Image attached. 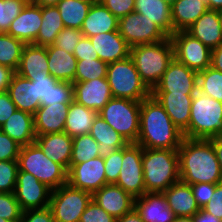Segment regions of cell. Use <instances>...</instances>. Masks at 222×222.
I'll use <instances>...</instances> for the list:
<instances>
[{"mask_svg": "<svg viewBox=\"0 0 222 222\" xmlns=\"http://www.w3.org/2000/svg\"><path fill=\"white\" fill-rule=\"evenodd\" d=\"M180 180L187 184L222 182L215 150L209 140L183 138L177 150Z\"/></svg>", "mask_w": 222, "mask_h": 222, "instance_id": "6da1fadb", "label": "cell"}, {"mask_svg": "<svg viewBox=\"0 0 222 222\" xmlns=\"http://www.w3.org/2000/svg\"><path fill=\"white\" fill-rule=\"evenodd\" d=\"M183 138V133L152 95L141 101L136 144L150 149H178Z\"/></svg>", "mask_w": 222, "mask_h": 222, "instance_id": "7a4b0ae2", "label": "cell"}, {"mask_svg": "<svg viewBox=\"0 0 222 222\" xmlns=\"http://www.w3.org/2000/svg\"><path fill=\"white\" fill-rule=\"evenodd\" d=\"M178 149L143 148L145 193H163L180 181Z\"/></svg>", "mask_w": 222, "mask_h": 222, "instance_id": "3957f363", "label": "cell"}, {"mask_svg": "<svg viewBox=\"0 0 222 222\" xmlns=\"http://www.w3.org/2000/svg\"><path fill=\"white\" fill-rule=\"evenodd\" d=\"M130 57L142 81L152 91L174 58L173 44L168 37L156 43L136 45L130 47Z\"/></svg>", "mask_w": 222, "mask_h": 222, "instance_id": "277c9868", "label": "cell"}, {"mask_svg": "<svg viewBox=\"0 0 222 222\" xmlns=\"http://www.w3.org/2000/svg\"><path fill=\"white\" fill-rule=\"evenodd\" d=\"M219 135H222V102L197 90L191 102L188 138L208 140Z\"/></svg>", "mask_w": 222, "mask_h": 222, "instance_id": "5b68a950", "label": "cell"}, {"mask_svg": "<svg viewBox=\"0 0 222 222\" xmlns=\"http://www.w3.org/2000/svg\"><path fill=\"white\" fill-rule=\"evenodd\" d=\"M18 168L32 174L51 190L67 183V170L48 158L35 142L21 146Z\"/></svg>", "mask_w": 222, "mask_h": 222, "instance_id": "8992f818", "label": "cell"}, {"mask_svg": "<svg viewBox=\"0 0 222 222\" xmlns=\"http://www.w3.org/2000/svg\"><path fill=\"white\" fill-rule=\"evenodd\" d=\"M106 79L114 98L142 101L151 96V90L142 81L130 56L108 63Z\"/></svg>", "mask_w": 222, "mask_h": 222, "instance_id": "52a82bcc", "label": "cell"}, {"mask_svg": "<svg viewBox=\"0 0 222 222\" xmlns=\"http://www.w3.org/2000/svg\"><path fill=\"white\" fill-rule=\"evenodd\" d=\"M141 101L111 98L98 112L128 143H136L140 130Z\"/></svg>", "mask_w": 222, "mask_h": 222, "instance_id": "ba28073f", "label": "cell"}, {"mask_svg": "<svg viewBox=\"0 0 222 222\" xmlns=\"http://www.w3.org/2000/svg\"><path fill=\"white\" fill-rule=\"evenodd\" d=\"M91 200L90 192L74 188L68 183L52 190L49 207L54 222H79Z\"/></svg>", "mask_w": 222, "mask_h": 222, "instance_id": "9c48e42d", "label": "cell"}, {"mask_svg": "<svg viewBox=\"0 0 222 222\" xmlns=\"http://www.w3.org/2000/svg\"><path fill=\"white\" fill-rule=\"evenodd\" d=\"M118 31L130 47L156 43L169 37L156 23L136 12L119 18Z\"/></svg>", "mask_w": 222, "mask_h": 222, "instance_id": "30bf717a", "label": "cell"}, {"mask_svg": "<svg viewBox=\"0 0 222 222\" xmlns=\"http://www.w3.org/2000/svg\"><path fill=\"white\" fill-rule=\"evenodd\" d=\"M142 156L143 147L136 143L123 147L122 167L115 183L134 198L145 194Z\"/></svg>", "mask_w": 222, "mask_h": 222, "instance_id": "8fae6325", "label": "cell"}, {"mask_svg": "<svg viewBox=\"0 0 222 222\" xmlns=\"http://www.w3.org/2000/svg\"><path fill=\"white\" fill-rule=\"evenodd\" d=\"M174 58L196 72L210 67L212 50L186 31H177L170 36Z\"/></svg>", "mask_w": 222, "mask_h": 222, "instance_id": "7c38bea8", "label": "cell"}, {"mask_svg": "<svg viewBox=\"0 0 222 222\" xmlns=\"http://www.w3.org/2000/svg\"><path fill=\"white\" fill-rule=\"evenodd\" d=\"M197 81L198 72L173 58L151 93L195 94Z\"/></svg>", "mask_w": 222, "mask_h": 222, "instance_id": "4fadbf2b", "label": "cell"}, {"mask_svg": "<svg viewBox=\"0 0 222 222\" xmlns=\"http://www.w3.org/2000/svg\"><path fill=\"white\" fill-rule=\"evenodd\" d=\"M67 183L91 194L99 190L106 185L104 158L99 156L86 162L70 165L67 171Z\"/></svg>", "mask_w": 222, "mask_h": 222, "instance_id": "5bb4252c", "label": "cell"}, {"mask_svg": "<svg viewBox=\"0 0 222 222\" xmlns=\"http://www.w3.org/2000/svg\"><path fill=\"white\" fill-rule=\"evenodd\" d=\"M51 192L32 174L18 169L14 194L23 211L49 206Z\"/></svg>", "mask_w": 222, "mask_h": 222, "instance_id": "9a60e30c", "label": "cell"}, {"mask_svg": "<svg viewBox=\"0 0 222 222\" xmlns=\"http://www.w3.org/2000/svg\"><path fill=\"white\" fill-rule=\"evenodd\" d=\"M111 98L113 95L106 77L73 83V100L88 109L99 112Z\"/></svg>", "mask_w": 222, "mask_h": 222, "instance_id": "2e32d148", "label": "cell"}, {"mask_svg": "<svg viewBox=\"0 0 222 222\" xmlns=\"http://www.w3.org/2000/svg\"><path fill=\"white\" fill-rule=\"evenodd\" d=\"M92 199L115 219L131 212L135 198L116 184H106L92 194Z\"/></svg>", "mask_w": 222, "mask_h": 222, "instance_id": "e0dca14e", "label": "cell"}, {"mask_svg": "<svg viewBox=\"0 0 222 222\" xmlns=\"http://www.w3.org/2000/svg\"><path fill=\"white\" fill-rule=\"evenodd\" d=\"M161 104L174 125L188 138L191 102L194 94L151 93Z\"/></svg>", "mask_w": 222, "mask_h": 222, "instance_id": "ac0fdd59", "label": "cell"}, {"mask_svg": "<svg viewBox=\"0 0 222 222\" xmlns=\"http://www.w3.org/2000/svg\"><path fill=\"white\" fill-rule=\"evenodd\" d=\"M42 23V7L27 3L20 14L11 22L7 34L25 44H33Z\"/></svg>", "mask_w": 222, "mask_h": 222, "instance_id": "d6986e66", "label": "cell"}, {"mask_svg": "<svg viewBox=\"0 0 222 222\" xmlns=\"http://www.w3.org/2000/svg\"><path fill=\"white\" fill-rule=\"evenodd\" d=\"M185 31L209 49L217 48L222 43V12L208 9Z\"/></svg>", "mask_w": 222, "mask_h": 222, "instance_id": "ffe728a7", "label": "cell"}, {"mask_svg": "<svg viewBox=\"0 0 222 222\" xmlns=\"http://www.w3.org/2000/svg\"><path fill=\"white\" fill-rule=\"evenodd\" d=\"M53 162L61 164L67 171L71 162L73 137L65 132L36 135L34 141Z\"/></svg>", "mask_w": 222, "mask_h": 222, "instance_id": "44dd1931", "label": "cell"}, {"mask_svg": "<svg viewBox=\"0 0 222 222\" xmlns=\"http://www.w3.org/2000/svg\"><path fill=\"white\" fill-rule=\"evenodd\" d=\"M88 38L101 61L111 63L124 60L130 56V46L118 30L100 33Z\"/></svg>", "mask_w": 222, "mask_h": 222, "instance_id": "7402d4cb", "label": "cell"}, {"mask_svg": "<svg viewBox=\"0 0 222 222\" xmlns=\"http://www.w3.org/2000/svg\"><path fill=\"white\" fill-rule=\"evenodd\" d=\"M69 104L55 102L51 105H41L34 114L35 134L64 132Z\"/></svg>", "mask_w": 222, "mask_h": 222, "instance_id": "603a6c76", "label": "cell"}, {"mask_svg": "<svg viewBox=\"0 0 222 222\" xmlns=\"http://www.w3.org/2000/svg\"><path fill=\"white\" fill-rule=\"evenodd\" d=\"M134 208L144 222H173L177 217L168 207L163 193H145L135 198Z\"/></svg>", "mask_w": 222, "mask_h": 222, "instance_id": "cb8c5ba5", "label": "cell"}, {"mask_svg": "<svg viewBox=\"0 0 222 222\" xmlns=\"http://www.w3.org/2000/svg\"><path fill=\"white\" fill-rule=\"evenodd\" d=\"M168 207L177 217H194L201 209L193 196L191 185L181 180L163 192Z\"/></svg>", "mask_w": 222, "mask_h": 222, "instance_id": "d4e9b609", "label": "cell"}, {"mask_svg": "<svg viewBox=\"0 0 222 222\" xmlns=\"http://www.w3.org/2000/svg\"><path fill=\"white\" fill-rule=\"evenodd\" d=\"M7 92L18 110L34 115L41 106L36 84L17 73L13 74Z\"/></svg>", "mask_w": 222, "mask_h": 222, "instance_id": "484cf974", "label": "cell"}, {"mask_svg": "<svg viewBox=\"0 0 222 222\" xmlns=\"http://www.w3.org/2000/svg\"><path fill=\"white\" fill-rule=\"evenodd\" d=\"M15 73L26 79L28 77L51 76L48 71L46 46L26 44Z\"/></svg>", "mask_w": 222, "mask_h": 222, "instance_id": "4316f807", "label": "cell"}, {"mask_svg": "<svg viewBox=\"0 0 222 222\" xmlns=\"http://www.w3.org/2000/svg\"><path fill=\"white\" fill-rule=\"evenodd\" d=\"M119 19L114 16L100 1L92 3L81 31L83 36L91 37L100 33L118 30Z\"/></svg>", "mask_w": 222, "mask_h": 222, "instance_id": "83f0119b", "label": "cell"}, {"mask_svg": "<svg viewBox=\"0 0 222 222\" xmlns=\"http://www.w3.org/2000/svg\"><path fill=\"white\" fill-rule=\"evenodd\" d=\"M0 129L20 146L34 143L36 138L34 115L22 110L16 109Z\"/></svg>", "mask_w": 222, "mask_h": 222, "instance_id": "f1b7e54d", "label": "cell"}, {"mask_svg": "<svg viewBox=\"0 0 222 222\" xmlns=\"http://www.w3.org/2000/svg\"><path fill=\"white\" fill-rule=\"evenodd\" d=\"M49 74L58 81L74 83L77 59L74 54L58 48L54 44L46 46Z\"/></svg>", "mask_w": 222, "mask_h": 222, "instance_id": "f546056e", "label": "cell"}, {"mask_svg": "<svg viewBox=\"0 0 222 222\" xmlns=\"http://www.w3.org/2000/svg\"><path fill=\"white\" fill-rule=\"evenodd\" d=\"M208 9L206 0H177L171 6L173 33L188 29Z\"/></svg>", "mask_w": 222, "mask_h": 222, "instance_id": "4dcf8cb0", "label": "cell"}, {"mask_svg": "<svg viewBox=\"0 0 222 222\" xmlns=\"http://www.w3.org/2000/svg\"><path fill=\"white\" fill-rule=\"evenodd\" d=\"M89 134L98 142L100 156L103 158H107L117 149L129 144L100 115L95 118Z\"/></svg>", "mask_w": 222, "mask_h": 222, "instance_id": "1f68e13d", "label": "cell"}, {"mask_svg": "<svg viewBox=\"0 0 222 222\" xmlns=\"http://www.w3.org/2000/svg\"><path fill=\"white\" fill-rule=\"evenodd\" d=\"M134 12L156 23L169 37L173 34L171 6L163 0H135Z\"/></svg>", "mask_w": 222, "mask_h": 222, "instance_id": "d6a6232c", "label": "cell"}, {"mask_svg": "<svg viewBox=\"0 0 222 222\" xmlns=\"http://www.w3.org/2000/svg\"><path fill=\"white\" fill-rule=\"evenodd\" d=\"M98 112L73 100L68 107L64 132L70 137L89 134Z\"/></svg>", "mask_w": 222, "mask_h": 222, "instance_id": "836d02e7", "label": "cell"}, {"mask_svg": "<svg viewBox=\"0 0 222 222\" xmlns=\"http://www.w3.org/2000/svg\"><path fill=\"white\" fill-rule=\"evenodd\" d=\"M64 28V23L56 6L42 7V23L33 44L37 46L54 44L58 34Z\"/></svg>", "mask_w": 222, "mask_h": 222, "instance_id": "e575fe53", "label": "cell"}, {"mask_svg": "<svg viewBox=\"0 0 222 222\" xmlns=\"http://www.w3.org/2000/svg\"><path fill=\"white\" fill-rule=\"evenodd\" d=\"M92 3L94 2L60 0L56 7L59 10L64 27L81 29Z\"/></svg>", "mask_w": 222, "mask_h": 222, "instance_id": "d590c367", "label": "cell"}, {"mask_svg": "<svg viewBox=\"0 0 222 222\" xmlns=\"http://www.w3.org/2000/svg\"><path fill=\"white\" fill-rule=\"evenodd\" d=\"M25 43L7 33H0V65L16 71Z\"/></svg>", "mask_w": 222, "mask_h": 222, "instance_id": "8d00e7d4", "label": "cell"}, {"mask_svg": "<svg viewBox=\"0 0 222 222\" xmlns=\"http://www.w3.org/2000/svg\"><path fill=\"white\" fill-rule=\"evenodd\" d=\"M100 156L98 142L90 135L83 134L73 137L70 165L86 162Z\"/></svg>", "mask_w": 222, "mask_h": 222, "instance_id": "74e56055", "label": "cell"}, {"mask_svg": "<svg viewBox=\"0 0 222 222\" xmlns=\"http://www.w3.org/2000/svg\"><path fill=\"white\" fill-rule=\"evenodd\" d=\"M197 90L222 102V72L211 66L199 71Z\"/></svg>", "mask_w": 222, "mask_h": 222, "instance_id": "f35d334b", "label": "cell"}, {"mask_svg": "<svg viewBox=\"0 0 222 222\" xmlns=\"http://www.w3.org/2000/svg\"><path fill=\"white\" fill-rule=\"evenodd\" d=\"M108 63L100 59L77 60L74 82L105 78Z\"/></svg>", "mask_w": 222, "mask_h": 222, "instance_id": "ab89813d", "label": "cell"}, {"mask_svg": "<svg viewBox=\"0 0 222 222\" xmlns=\"http://www.w3.org/2000/svg\"><path fill=\"white\" fill-rule=\"evenodd\" d=\"M24 0H0V33H7L11 22L26 6Z\"/></svg>", "mask_w": 222, "mask_h": 222, "instance_id": "60d3db41", "label": "cell"}, {"mask_svg": "<svg viewBox=\"0 0 222 222\" xmlns=\"http://www.w3.org/2000/svg\"><path fill=\"white\" fill-rule=\"evenodd\" d=\"M18 160L0 161V193L15 191Z\"/></svg>", "mask_w": 222, "mask_h": 222, "instance_id": "b9f144b4", "label": "cell"}, {"mask_svg": "<svg viewBox=\"0 0 222 222\" xmlns=\"http://www.w3.org/2000/svg\"><path fill=\"white\" fill-rule=\"evenodd\" d=\"M23 210L21 209L15 194L0 193V217L12 222H20Z\"/></svg>", "mask_w": 222, "mask_h": 222, "instance_id": "7bdbcfd3", "label": "cell"}, {"mask_svg": "<svg viewBox=\"0 0 222 222\" xmlns=\"http://www.w3.org/2000/svg\"><path fill=\"white\" fill-rule=\"evenodd\" d=\"M82 37L83 34L81 29L64 28L58 34L54 45L68 53L73 54L75 47L78 45Z\"/></svg>", "mask_w": 222, "mask_h": 222, "instance_id": "ee69618b", "label": "cell"}, {"mask_svg": "<svg viewBox=\"0 0 222 222\" xmlns=\"http://www.w3.org/2000/svg\"><path fill=\"white\" fill-rule=\"evenodd\" d=\"M123 160V148L117 149L104 158L106 184H115L120 174Z\"/></svg>", "mask_w": 222, "mask_h": 222, "instance_id": "f6af8a7d", "label": "cell"}, {"mask_svg": "<svg viewBox=\"0 0 222 222\" xmlns=\"http://www.w3.org/2000/svg\"><path fill=\"white\" fill-rule=\"evenodd\" d=\"M79 222H116V219L92 199L81 215Z\"/></svg>", "mask_w": 222, "mask_h": 222, "instance_id": "bcb514c9", "label": "cell"}, {"mask_svg": "<svg viewBox=\"0 0 222 222\" xmlns=\"http://www.w3.org/2000/svg\"><path fill=\"white\" fill-rule=\"evenodd\" d=\"M73 101V83L59 81L49 93L48 105L71 103Z\"/></svg>", "mask_w": 222, "mask_h": 222, "instance_id": "7dc6e473", "label": "cell"}, {"mask_svg": "<svg viewBox=\"0 0 222 222\" xmlns=\"http://www.w3.org/2000/svg\"><path fill=\"white\" fill-rule=\"evenodd\" d=\"M21 146L0 129V161L18 160Z\"/></svg>", "mask_w": 222, "mask_h": 222, "instance_id": "c3c4849f", "label": "cell"}, {"mask_svg": "<svg viewBox=\"0 0 222 222\" xmlns=\"http://www.w3.org/2000/svg\"><path fill=\"white\" fill-rule=\"evenodd\" d=\"M27 79L36 84L37 97H39L41 105H48L49 93L59 81L52 76L28 77Z\"/></svg>", "mask_w": 222, "mask_h": 222, "instance_id": "681fc988", "label": "cell"}, {"mask_svg": "<svg viewBox=\"0 0 222 222\" xmlns=\"http://www.w3.org/2000/svg\"><path fill=\"white\" fill-rule=\"evenodd\" d=\"M118 19L134 12L135 0H99Z\"/></svg>", "mask_w": 222, "mask_h": 222, "instance_id": "f907efd6", "label": "cell"}, {"mask_svg": "<svg viewBox=\"0 0 222 222\" xmlns=\"http://www.w3.org/2000/svg\"><path fill=\"white\" fill-rule=\"evenodd\" d=\"M215 187L216 184L206 182L191 184L193 196L200 209L208 203L214 193Z\"/></svg>", "mask_w": 222, "mask_h": 222, "instance_id": "816d5d0a", "label": "cell"}, {"mask_svg": "<svg viewBox=\"0 0 222 222\" xmlns=\"http://www.w3.org/2000/svg\"><path fill=\"white\" fill-rule=\"evenodd\" d=\"M201 210L222 221V182L216 184L212 197Z\"/></svg>", "mask_w": 222, "mask_h": 222, "instance_id": "f5cc1de1", "label": "cell"}, {"mask_svg": "<svg viewBox=\"0 0 222 222\" xmlns=\"http://www.w3.org/2000/svg\"><path fill=\"white\" fill-rule=\"evenodd\" d=\"M20 222H54L49 206L45 208L24 210Z\"/></svg>", "mask_w": 222, "mask_h": 222, "instance_id": "db71d44e", "label": "cell"}, {"mask_svg": "<svg viewBox=\"0 0 222 222\" xmlns=\"http://www.w3.org/2000/svg\"><path fill=\"white\" fill-rule=\"evenodd\" d=\"M73 54L77 60L99 59L90 39L85 36L80 39L78 45L74 49Z\"/></svg>", "mask_w": 222, "mask_h": 222, "instance_id": "11a10c76", "label": "cell"}, {"mask_svg": "<svg viewBox=\"0 0 222 222\" xmlns=\"http://www.w3.org/2000/svg\"><path fill=\"white\" fill-rule=\"evenodd\" d=\"M16 106L7 91L0 93V127L16 110Z\"/></svg>", "mask_w": 222, "mask_h": 222, "instance_id": "9f6ffc18", "label": "cell"}, {"mask_svg": "<svg viewBox=\"0 0 222 222\" xmlns=\"http://www.w3.org/2000/svg\"><path fill=\"white\" fill-rule=\"evenodd\" d=\"M14 73L10 67L0 65V93L7 91Z\"/></svg>", "mask_w": 222, "mask_h": 222, "instance_id": "6f0895ef", "label": "cell"}, {"mask_svg": "<svg viewBox=\"0 0 222 222\" xmlns=\"http://www.w3.org/2000/svg\"><path fill=\"white\" fill-rule=\"evenodd\" d=\"M210 66L222 72V43L217 48L212 49Z\"/></svg>", "mask_w": 222, "mask_h": 222, "instance_id": "680465c9", "label": "cell"}, {"mask_svg": "<svg viewBox=\"0 0 222 222\" xmlns=\"http://www.w3.org/2000/svg\"><path fill=\"white\" fill-rule=\"evenodd\" d=\"M208 140L213 145V148H214L215 153H216V157H217L218 162H219L220 171H221V174H222V135L210 138Z\"/></svg>", "mask_w": 222, "mask_h": 222, "instance_id": "91938a15", "label": "cell"}, {"mask_svg": "<svg viewBox=\"0 0 222 222\" xmlns=\"http://www.w3.org/2000/svg\"><path fill=\"white\" fill-rule=\"evenodd\" d=\"M116 222H144L140 214L135 210V208L124 214L121 218L116 219Z\"/></svg>", "mask_w": 222, "mask_h": 222, "instance_id": "94428289", "label": "cell"}, {"mask_svg": "<svg viewBox=\"0 0 222 222\" xmlns=\"http://www.w3.org/2000/svg\"><path fill=\"white\" fill-rule=\"evenodd\" d=\"M193 222H222L215 216L200 210L194 217Z\"/></svg>", "mask_w": 222, "mask_h": 222, "instance_id": "6125c7cd", "label": "cell"}, {"mask_svg": "<svg viewBox=\"0 0 222 222\" xmlns=\"http://www.w3.org/2000/svg\"><path fill=\"white\" fill-rule=\"evenodd\" d=\"M206 3L210 10L222 12V0H206Z\"/></svg>", "mask_w": 222, "mask_h": 222, "instance_id": "be15d7a7", "label": "cell"}, {"mask_svg": "<svg viewBox=\"0 0 222 222\" xmlns=\"http://www.w3.org/2000/svg\"><path fill=\"white\" fill-rule=\"evenodd\" d=\"M60 0H36L34 4L46 7V6H56Z\"/></svg>", "mask_w": 222, "mask_h": 222, "instance_id": "e7e4bbea", "label": "cell"}, {"mask_svg": "<svg viewBox=\"0 0 222 222\" xmlns=\"http://www.w3.org/2000/svg\"><path fill=\"white\" fill-rule=\"evenodd\" d=\"M173 222H193V217H176Z\"/></svg>", "mask_w": 222, "mask_h": 222, "instance_id": "03108f58", "label": "cell"}, {"mask_svg": "<svg viewBox=\"0 0 222 222\" xmlns=\"http://www.w3.org/2000/svg\"><path fill=\"white\" fill-rule=\"evenodd\" d=\"M165 1L169 6H172L177 0H163Z\"/></svg>", "mask_w": 222, "mask_h": 222, "instance_id": "003e7915", "label": "cell"}, {"mask_svg": "<svg viewBox=\"0 0 222 222\" xmlns=\"http://www.w3.org/2000/svg\"><path fill=\"white\" fill-rule=\"evenodd\" d=\"M78 1H82V2H97L99 0H78Z\"/></svg>", "mask_w": 222, "mask_h": 222, "instance_id": "a7ac6f4b", "label": "cell"}, {"mask_svg": "<svg viewBox=\"0 0 222 222\" xmlns=\"http://www.w3.org/2000/svg\"><path fill=\"white\" fill-rule=\"evenodd\" d=\"M0 222H12V221H9V220H7V219H4V218H1V217H0Z\"/></svg>", "mask_w": 222, "mask_h": 222, "instance_id": "89a4df30", "label": "cell"}, {"mask_svg": "<svg viewBox=\"0 0 222 222\" xmlns=\"http://www.w3.org/2000/svg\"><path fill=\"white\" fill-rule=\"evenodd\" d=\"M26 3H35L36 0H24Z\"/></svg>", "mask_w": 222, "mask_h": 222, "instance_id": "2644e50d", "label": "cell"}]
</instances>
